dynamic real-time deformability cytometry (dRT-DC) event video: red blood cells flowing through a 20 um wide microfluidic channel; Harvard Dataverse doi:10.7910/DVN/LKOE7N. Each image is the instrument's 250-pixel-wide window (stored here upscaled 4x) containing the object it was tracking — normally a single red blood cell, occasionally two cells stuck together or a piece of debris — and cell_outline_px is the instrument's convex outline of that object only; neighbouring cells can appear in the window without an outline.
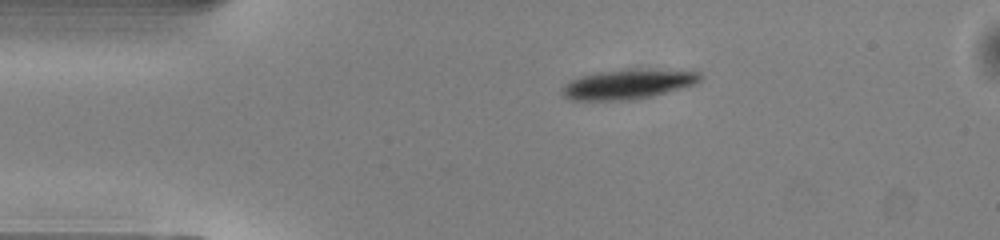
{"species": "common noctule bat (a hibernating species)", "species_latin": "Nyctalus noctula", "temperature_condition": "warm", "stored_images_in_passage": 41, "camera_frame_rate_fps": 3000, "um_per_image_px": 0.085, "animal": {"sex": "male", "body_mass_g": 13.0, "forearm_length_mm": 53.1}, "frame": {"image": 1, "passage_image": 1, "time_ms": 0.0, "image_size_px": [1000, 240], "cell_outline_px": [[704, 76], [696, 84], [652, 96], [632, 100], [572, 100], [564, 96], [560, 92], [560, 88], [568, 80], [580, 76], [600, 72], [628, 68], [700, 72]], "centroid_in_image_um": [53.34, 7.15], "position_along_channel_um": 31.7, "area_um2": 24.1}}
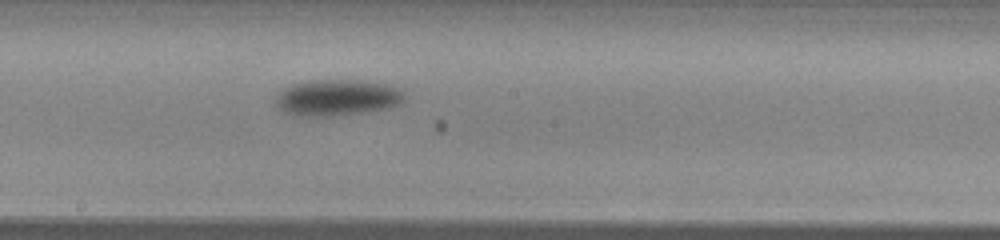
{"frame": {"image": 2, "passage_image": 18, "time_ms": 5.667, "image_size_px": [1000, 240], "cell_outline_px": [[404, 100], [400, 104], [388, 108], [360, 112], [324, 116], [308, 116], [288, 112], [280, 108], [276, 104], [276, 96], [284, 88], [292, 84], [304, 80], [356, 80], [388, 84], [404, 92]], "centroid_in_image_um": [28.67, 8.27], "position_along_channel_um": 219.5, "area_um2": 26.76}}
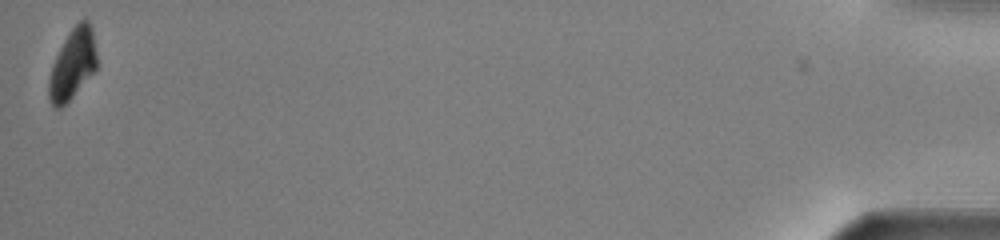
{"frame": {"image": 3, "passage_image": 41, "time_ms": 13.333, "image_size_px": [1000, 240], "cell_outline_px": [[96, 68], [72, 96], [60, 108], [56, 108], [52, 104], [48, 96], [48, 80], [52, 64], [68, 32], [80, 20], [88, 20], [92, 28], [96, 52]], "centroid_in_image_um": [6.15, 5.43], "position_along_channel_um": 429.1, "area_um2": 19.25}, "authors_computed_cell_mechanics": {"area_um2": 25.2008, "velocity_mm_per_s": 4.0717, "shape_relaxation_time_tau1_ms": 1.8532, "shape_relaxation_time_tau2_ms": null, "deformation_change_tau1": 0.1128, "deformation_change_tau2": null}}